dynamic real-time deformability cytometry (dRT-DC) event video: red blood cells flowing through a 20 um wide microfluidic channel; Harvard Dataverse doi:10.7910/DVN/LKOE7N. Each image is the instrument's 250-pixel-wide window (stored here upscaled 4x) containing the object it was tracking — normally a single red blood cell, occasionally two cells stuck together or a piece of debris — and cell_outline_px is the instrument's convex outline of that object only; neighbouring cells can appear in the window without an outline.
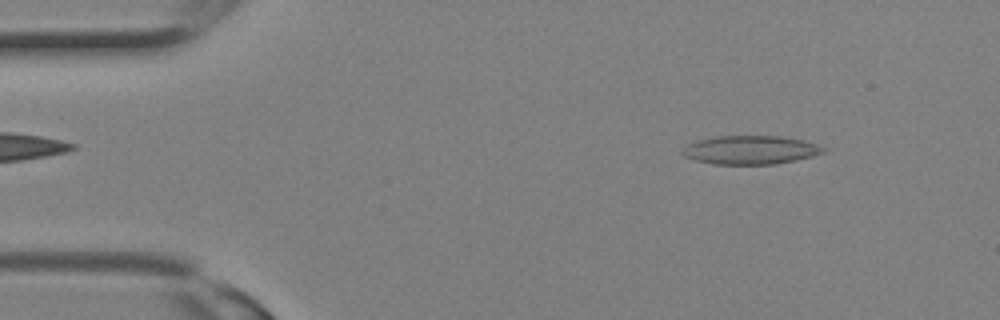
{"species": "Egyptian fruit bat (a non-hibernating species)", "species_latin": "Rousettus aegyptiacus", "temperature_condition": "room temperature", "stored_images_in_passage": 15, "camera_frame_rate_fps": 3000, "um_per_image_px": 0.085, "animal": {"sex": "female"}, "frame": {"image": 1, "passage_image": 3, "time_ms": 0.667, "image_size_px": [1000, 320], "cell_outline_px": [[824, 152], [812, 156], [796, 160], [776, 164], [712, 164], [696, 160], [684, 156], [680, 152], [688, 144], [696, 140], [716, 136], [780, 136], [804, 140], [816, 144], [824, 148]], "centroid_in_image_um": [63.76, 12.74], "position_along_channel_um": 21.2, "area_um2": 23.47}}
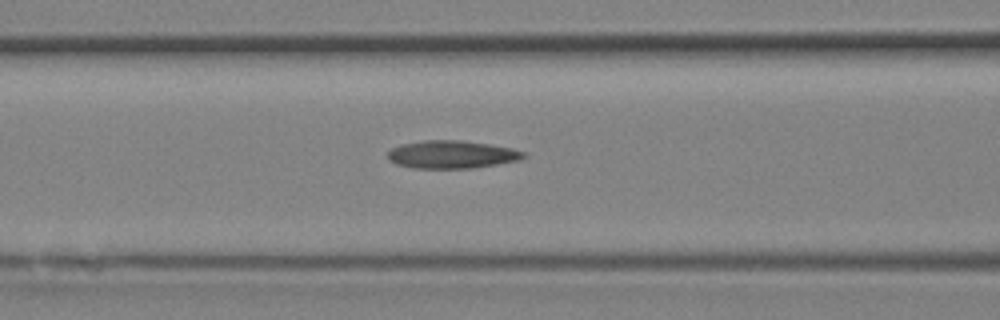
{"frame": {"image": 2, "passage_image": 11, "time_ms": 3.333, "image_size_px": [1000, 320], "cell_outline_px": [[528, 156], [520, 160], [476, 168], [412, 168], [396, 164], [388, 160], [388, 152], [392, 148], [404, 144], [424, 140], [460, 140], [488, 144], [512, 148], [524, 152]], "centroid_in_image_um": [38.43, 13.14], "position_along_channel_um": 128.2, "area_um2": 22.08}}
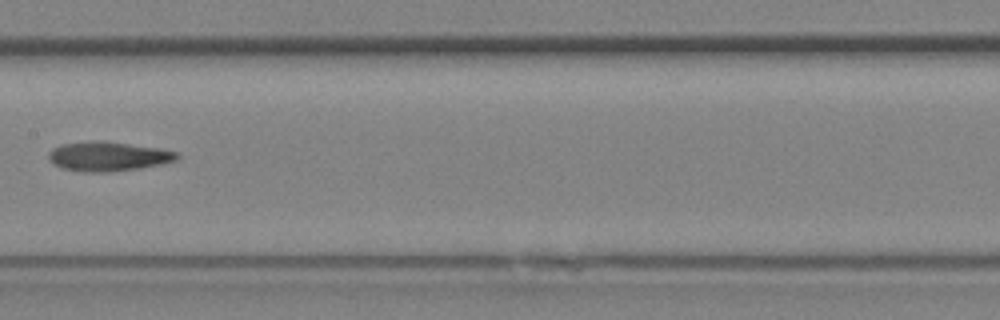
{"frame": {"image": 3, "passage_image": 14, "time_ms": 4.333, "image_size_px": [1000, 320], "cell_outline_px": [[180, 160], [160, 164], [136, 168], [104, 172], [84, 172], [64, 168], [52, 164], [48, 160], [48, 152], [52, 148], [64, 144], [96, 140], [160, 148], [180, 152]], "centroid_in_image_um": [9.21, 13.29], "position_along_channel_um": 198.2, "area_um2": 21.91}}